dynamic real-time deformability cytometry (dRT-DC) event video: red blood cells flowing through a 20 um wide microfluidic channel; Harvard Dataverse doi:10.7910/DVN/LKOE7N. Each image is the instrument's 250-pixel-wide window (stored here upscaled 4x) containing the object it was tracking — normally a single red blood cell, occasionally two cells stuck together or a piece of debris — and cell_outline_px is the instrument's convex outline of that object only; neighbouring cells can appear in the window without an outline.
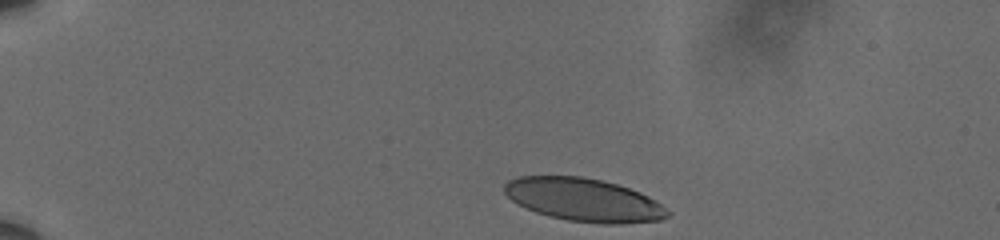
{"species": "human", "species_latin": "Homo sapiens", "temperature_condition": "cold", "stored_images_in_passage": 40, "camera_frame_rate_fps": 3000, "um_per_image_px": 0.085, "donor": {"sex": "male"}, "frame": {"image": 1, "passage_image": 1, "time_ms": 0.0, "image_size_px": [1000, 240], "cell_outline_px": [[672, 212], [668, 216], [660, 220], [620, 224], [600, 224], [568, 220], [548, 216], [536, 212], [512, 200], [504, 192], [504, 184], [508, 180], [520, 176], [584, 176], [604, 180], [640, 192], [648, 196]], "centroid_in_image_um": [49.64, 16.98], "position_along_channel_um": 35.4, "area_um2": 40.98}}
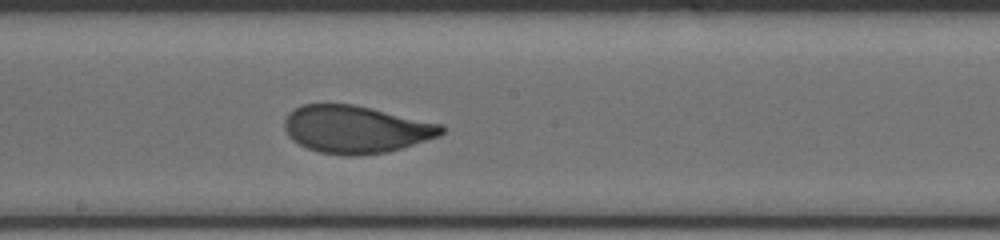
{"frame": {"image": 2, "passage_image": 23, "time_ms": 7.333, "image_size_px": [1000, 240], "cell_outline_px": [[444, 132], [440, 136], [388, 152], [360, 156], [348, 156], [320, 152], [308, 148], [292, 140], [288, 136], [284, 128], [284, 120], [288, 112], [304, 104], [352, 104], [372, 108], [444, 124]], "centroid_in_image_um": [30.26, 10.99], "position_along_channel_um": 217.9, "area_um2": 43.7}}
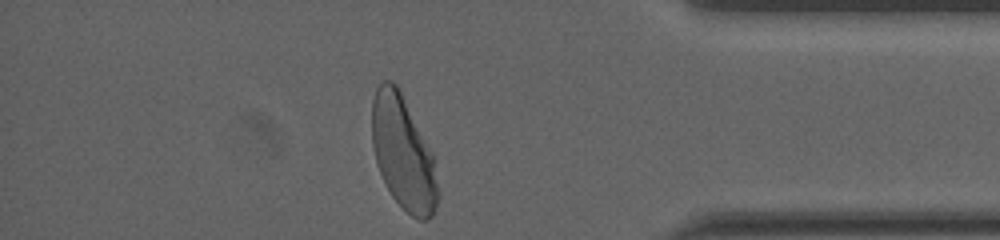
{"frame": {"image": 3, "passage_image": 40, "time_ms": 13.0, "image_size_px": [1000, 240], "cell_outline_px": [[440, 196], [432, 216], [428, 220], [420, 220], [412, 216], [392, 196], [376, 164], [372, 144], [372, 100], [376, 88], [384, 80], [392, 80], [396, 84], [432, 152]], "centroid_in_image_um": [34.27, 13.02], "position_along_channel_um": 400.9, "area_um2": 43.23}, "authors_computed_cell_mechanics": {"area_um2": 43.4656, "velocity_mm_per_s": 3.5856, "shape_relaxation_time_tau1_ms": 4.2765, "shape_relaxation_time_tau2_ms": null, "deformation_change_tau1": 0.183, "deformation_change_tau2": null}}